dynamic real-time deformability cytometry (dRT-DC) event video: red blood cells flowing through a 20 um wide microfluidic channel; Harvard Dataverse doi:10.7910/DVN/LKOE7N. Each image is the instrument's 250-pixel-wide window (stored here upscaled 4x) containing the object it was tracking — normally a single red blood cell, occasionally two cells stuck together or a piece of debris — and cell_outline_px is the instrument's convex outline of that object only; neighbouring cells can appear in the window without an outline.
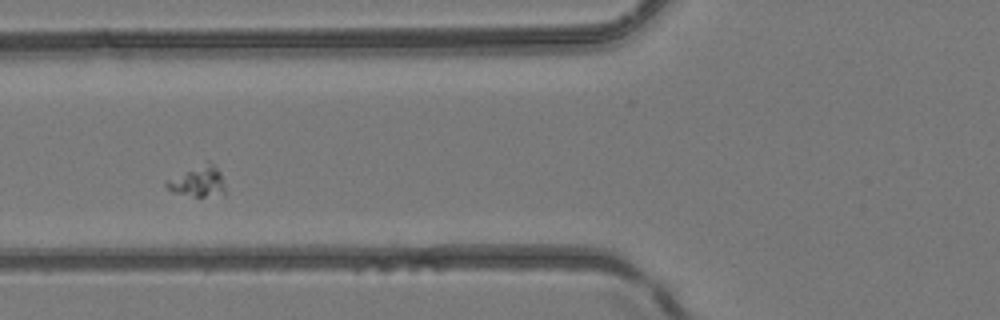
{"species": "common noctule bat (a hibernating species)", "species_latin": "Nyctalus noctula", "temperature_condition": "room temperature", "stored_images_in_passage": 4, "camera_frame_rate_fps": 3000, "um_per_image_px": 0.085, "animal": {"sex": "female", "body_mass_g": 24.6, "forearm_length_mm": 56.2}, "frame": {"image": 1, "passage_image": 3, "time_ms": 2.333, "image_size_px": [1000, 320], "cell_outline_px": [[224, 196], [196, 196], [172, 192], [164, 184], [164, 180], [208, 160], [220, 172], [224, 184]], "centroid_in_image_um": [16.81, 15.42], "position_along_channel_um": 109.0, "area_um2": 10.58}}
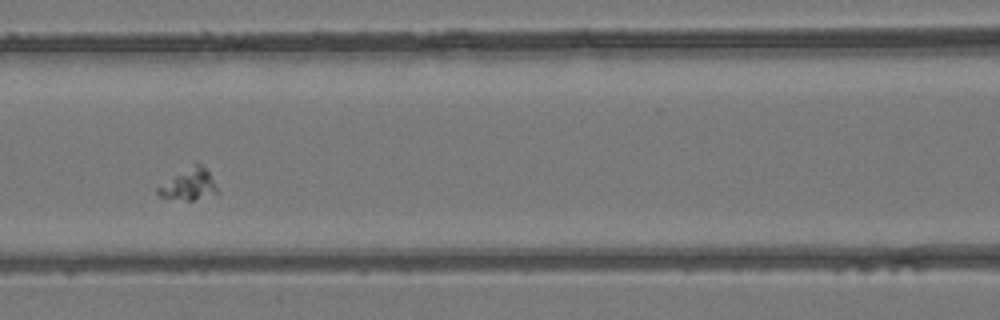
{"frame": {"image": 2, "passage_image": 4, "time_ms": 3.333, "image_size_px": [1000, 320], "cell_outline_px": [[220, 192], [192, 200], [184, 200], [160, 196], [156, 192], [156, 188], [196, 160], [208, 172]], "centroid_in_image_um": [16.06, 15.65], "position_along_channel_um": 150.5, "area_um2": 10.69}}